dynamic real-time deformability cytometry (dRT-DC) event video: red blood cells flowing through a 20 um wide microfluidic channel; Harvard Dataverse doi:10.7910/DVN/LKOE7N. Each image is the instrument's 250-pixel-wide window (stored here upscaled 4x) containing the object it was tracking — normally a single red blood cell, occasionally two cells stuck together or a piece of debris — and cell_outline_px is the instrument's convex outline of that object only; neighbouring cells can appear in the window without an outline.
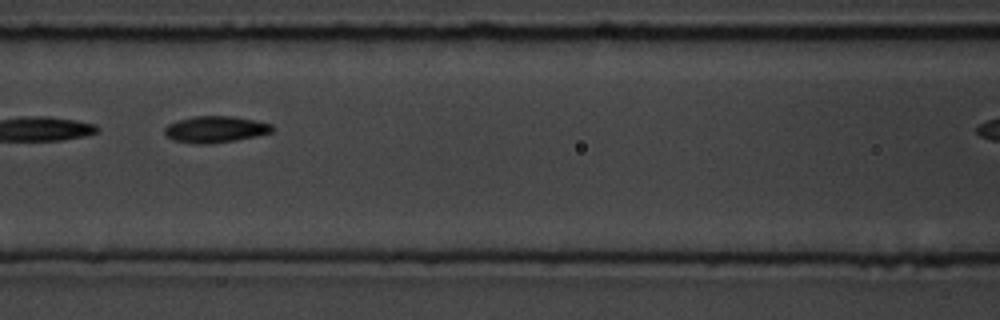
{"species": "common noctule bat (a hibernating species)", "species_latin": "Nyctalus noctula", "temperature_condition": "room temperature", "stored_images_in_passage": 8, "camera_frame_rate_fps": 3000, "um_per_image_px": 0.085, "animal": {"sex": "male", "body_mass_g": 19.5, "forearm_length_mm": 54.6}, "frame": {"image": 1, "passage_image": 5, "time_ms": 4.667, "image_size_px": [1000, 320], "cell_outline_px": [[276, 128], [272, 132], [256, 136], [236, 140], [208, 144], [196, 144], [172, 140], [164, 132], [164, 128], [168, 124], [180, 120], [196, 116], [232, 116], [272, 124]], "centroid_in_image_um": [18.32, 11.0], "position_along_channel_um": 148.3, "area_um2": 16.53}}